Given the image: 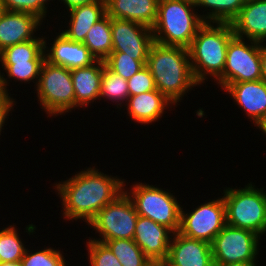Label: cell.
<instances>
[{
    "label": "cell",
    "instance_id": "1",
    "mask_svg": "<svg viewBox=\"0 0 266 266\" xmlns=\"http://www.w3.org/2000/svg\"><path fill=\"white\" fill-rule=\"evenodd\" d=\"M76 173L53 187L61 198L64 220L81 219L89 224L105 205L124 191L126 180L99 172L95 166Z\"/></svg>",
    "mask_w": 266,
    "mask_h": 266
},
{
    "label": "cell",
    "instance_id": "2",
    "mask_svg": "<svg viewBox=\"0 0 266 266\" xmlns=\"http://www.w3.org/2000/svg\"><path fill=\"white\" fill-rule=\"evenodd\" d=\"M146 66L154 78L157 90L169 99L174 107L193 89L192 87L200 86L194 78L187 48L154 41Z\"/></svg>",
    "mask_w": 266,
    "mask_h": 266
},
{
    "label": "cell",
    "instance_id": "3",
    "mask_svg": "<svg viewBox=\"0 0 266 266\" xmlns=\"http://www.w3.org/2000/svg\"><path fill=\"white\" fill-rule=\"evenodd\" d=\"M234 35L230 23L205 22L198 29L188 50L194 78L200 85L209 76L216 81L223 74L228 43Z\"/></svg>",
    "mask_w": 266,
    "mask_h": 266
},
{
    "label": "cell",
    "instance_id": "4",
    "mask_svg": "<svg viewBox=\"0 0 266 266\" xmlns=\"http://www.w3.org/2000/svg\"><path fill=\"white\" fill-rule=\"evenodd\" d=\"M190 0H159L152 33L154 41L189 48L198 29L205 23ZM197 10V11H195Z\"/></svg>",
    "mask_w": 266,
    "mask_h": 266
},
{
    "label": "cell",
    "instance_id": "5",
    "mask_svg": "<svg viewBox=\"0 0 266 266\" xmlns=\"http://www.w3.org/2000/svg\"><path fill=\"white\" fill-rule=\"evenodd\" d=\"M226 224L252 231L260 237L266 233V191L252 182L244 188L223 190Z\"/></svg>",
    "mask_w": 266,
    "mask_h": 266
},
{
    "label": "cell",
    "instance_id": "6",
    "mask_svg": "<svg viewBox=\"0 0 266 266\" xmlns=\"http://www.w3.org/2000/svg\"><path fill=\"white\" fill-rule=\"evenodd\" d=\"M125 186L127 185L124 184V191L139 216L150 218L166 226L173 233L179 231L181 204L178 203L177 197L172 195L173 193L148 183H135L131 185L130 191Z\"/></svg>",
    "mask_w": 266,
    "mask_h": 266
},
{
    "label": "cell",
    "instance_id": "7",
    "mask_svg": "<svg viewBox=\"0 0 266 266\" xmlns=\"http://www.w3.org/2000/svg\"><path fill=\"white\" fill-rule=\"evenodd\" d=\"M35 89L40 108L49 114L47 117H57L75 109V92L68 68L45 60Z\"/></svg>",
    "mask_w": 266,
    "mask_h": 266
},
{
    "label": "cell",
    "instance_id": "8",
    "mask_svg": "<svg viewBox=\"0 0 266 266\" xmlns=\"http://www.w3.org/2000/svg\"><path fill=\"white\" fill-rule=\"evenodd\" d=\"M138 216L131 199L123 191L105 205L87 225L99 233L100 238L93 239L98 242L133 239Z\"/></svg>",
    "mask_w": 266,
    "mask_h": 266
},
{
    "label": "cell",
    "instance_id": "9",
    "mask_svg": "<svg viewBox=\"0 0 266 266\" xmlns=\"http://www.w3.org/2000/svg\"><path fill=\"white\" fill-rule=\"evenodd\" d=\"M233 36L227 47L223 74L216 80L225 90L231 83L257 81L262 78L260 43Z\"/></svg>",
    "mask_w": 266,
    "mask_h": 266
},
{
    "label": "cell",
    "instance_id": "10",
    "mask_svg": "<svg viewBox=\"0 0 266 266\" xmlns=\"http://www.w3.org/2000/svg\"><path fill=\"white\" fill-rule=\"evenodd\" d=\"M260 238L252 231L226 224L211 243L213 262H256Z\"/></svg>",
    "mask_w": 266,
    "mask_h": 266
},
{
    "label": "cell",
    "instance_id": "11",
    "mask_svg": "<svg viewBox=\"0 0 266 266\" xmlns=\"http://www.w3.org/2000/svg\"><path fill=\"white\" fill-rule=\"evenodd\" d=\"M198 205L190 212L180 211L179 233L212 243L216 235L226 225V208L223 197Z\"/></svg>",
    "mask_w": 266,
    "mask_h": 266
},
{
    "label": "cell",
    "instance_id": "12",
    "mask_svg": "<svg viewBox=\"0 0 266 266\" xmlns=\"http://www.w3.org/2000/svg\"><path fill=\"white\" fill-rule=\"evenodd\" d=\"M112 52L136 56L146 65L150 47L154 42L152 29L131 20L111 18Z\"/></svg>",
    "mask_w": 266,
    "mask_h": 266
},
{
    "label": "cell",
    "instance_id": "13",
    "mask_svg": "<svg viewBox=\"0 0 266 266\" xmlns=\"http://www.w3.org/2000/svg\"><path fill=\"white\" fill-rule=\"evenodd\" d=\"M173 232L150 218L138 216L133 240L152 261L166 259Z\"/></svg>",
    "mask_w": 266,
    "mask_h": 266
},
{
    "label": "cell",
    "instance_id": "14",
    "mask_svg": "<svg viewBox=\"0 0 266 266\" xmlns=\"http://www.w3.org/2000/svg\"><path fill=\"white\" fill-rule=\"evenodd\" d=\"M43 22L31 13L4 10L0 14V52L15 44L35 39L37 36L34 32L38 28L40 30Z\"/></svg>",
    "mask_w": 266,
    "mask_h": 266
},
{
    "label": "cell",
    "instance_id": "15",
    "mask_svg": "<svg viewBox=\"0 0 266 266\" xmlns=\"http://www.w3.org/2000/svg\"><path fill=\"white\" fill-rule=\"evenodd\" d=\"M52 43H50L52 46L48 48L44 40L45 60L51 64L72 70L89 66L96 61L84 43L74 42L61 32L56 35Z\"/></svg>",
    "mask_w": 266,
    "mask_h": 266
},
{
    "label": "cell",
    "instance_id": "16",
    "mask_svg": "<svg viewBox=\"0 0 266 266\" xmlns=\"http://www.w3.org/2000/svg\"><path fill=\"white\" fill-rule=\"evenodd\" d=\"M166 259L175 266H210L211 244L176 232L171 237Z\"/></svg>",
    "mask_w": 266,
    "mask_h": 266
},
{
    "label": "cell",
    "instance_id": "17",
    "mask_svg": "<svg viewBox=\"0 0 266 266\" xmlns=\"http://www.w3.org/2000/svg\"><path fill=\"white\" fill-rule=\"evenodd\" d=\"M224 92L243 108L254 126L266 116V82L262 79L231 83Z\"/></svg>",
    "mask_w": 266,
    "mask_h": 266
},
{
    "label": "cell",
    "instance_id": "18",
    "mask_svg": "<svg viewBox=\"0 0 266 266\" xmlns=\"http://www.w3.org/2000/svg\"><path fill=\"white\" fill-rule=\"evenodd\" d=\"M235 36L255 42L266 41V0H246L231 21Z\"/></svg>",
    "mask_w": 266,
    "mask_h": 266
},
{
    "label": "cell",
    "instance_id": "19",
    "mask_svg": "<svg viewBox=\"0 0 266 266\" xmlns=\"http://www.w3.org/2000/svg\"><path fill=\"white\" fill-rule=\"evenodd\" d=\"M125 105L129 119L144 126L162 118L167 107L174 108L173 103L159 90L129 96Z\"/></svg>",
    "mask_w": 266,
    "mask_h": 266
},
{
    "label": "cell",
    "instance_id": "20",
    "mask_svg": "<svg viewBox=\"0 0 266 266\" xmlns=\"http://www.w3.org/2000/svg\"><path fill=\"white\" fill-rule=\"evenodd\" d=\"M103 60H96L89 66L71 70L75 92V108L88 107L89 103L99 100Z\"/></svg>",
    "mask_w": 266,
    "mask_h": 266
},
{
    "label": "cell",
    "instance_id": "21",
    "mask_svg": "<svg viewBox=\"0 0 266 266\" xmlns=\"http://www.w3.org/2000/svg\"><path fill=\"white\" fill-rule=\"evenodd\" d=\"M111 18L131 20L152 29L157 18L159 0H105Z\"/></svg>",
    "mask_w": 266,
    "mask_h": 266
},
{
    "label": "cell",
    "instance_id": "22",
    "mask_svg": "<svg viewBox=\"0 0 266 266\" xmlns=\"http://www.w3.org/2000/svg\"><path fill=\"white\" fill-rule=\"evenodd\" d=\"M67 11L70 16L68 29L65 28L61 33L74 42L83 43L89 29L106 15V1H95Z\"/></svg>",
    "mask_w": 266,
    "mask_h": 266
},
{
    "label": "cell",
    "instance_id": "23",
    "mask_svg": "<svg viewBox=\"0 0 266 266\" xmlns=\"http://www.w3.org/2000/svg\"><path fill=\"white\" fill-rule=\"evenodd\" d=\"M84 45L96 60H105L112 53L111 17L107 14L88 31Z\"/></svg>",
    "mask_w": 266,
    "mask_h": 266
},
{
    "label": "cell",
    "instance_id": "24",
    "mask_svg": "<svg viewBox=\"0 0 266 266\" xmlns=\"http://www.w3.org/2000/svg\"><path fill=\"white\" fill-rule=\"evenodd\" d=\"M45 60H30L27 62H1L3 71L6 72L7 78L4 73L0 70V88L3 90L5 95L8 94L7 86L10 82L8 79H14L21 81L20 83L28 82L35 83V87L38 83L40 71Z\"/></svg>",
    "mask_w": 266,
    "mask_h": 266
},
{
    "label": "cell",
    "instance_id": "25",
    "mask_svg": "<svg viewBox=\"0 0 266 266\" xmlns=\"http://www.w3.org/2000/svg\"><path fill=\"white\" fill-rule=\"evenodd\" d=\"M245 3L246 0H197L195 4L198 9L210 11L200 15L204 22L231 23Z\"/></svg>",
    "mask_w": 266,
    "mask_h": 266
},
{
    "label": "cell",
    "instance_id": "26",
    "mask_svg": "<svg viewBox=\"0 0 266 266\" xmlns=\"http://www.w3.org/2000/svg\"><path fill=\"white\" fill-rule=\"evenodd\" d=\"M44 37H36L22 43L5 48L0 52V62H27L45 60Z\"/></svg>",
    "mask_w": 266,
    "mask_h": 266
},
{
    "label": "cell",
    "instance_id": "27",
    "mask_svg": "<svg viewBox=\"0 0 266 266\" xmlns=\"http://www.w3.org/2000/svg\"><path fill=\"white\" fill-rule=\"evenodd\" d=\"M128 97H129V89H128L127 80L124 79L122 76L112 72L105 65V67L102 69L99 101L102 98L108 99L113 103L115 102V104H117L116 105L117 108L121 110L120 107H122L126 103Z\"/></svg>",
    "mask_w": 266,
    "mask_h": 266
},
{
    "label": "cell",
    "instance_id": "28",
    "mask_svg": "<svg viewBox=\"0 0 266 266\" xmlns=\"http://www.w3.org/2000/svg\"><path fill=\"white\" fill-rule=\"evenodd\" d=\"M105 244L123 266H147L151 262L133 239L108 240Z\"/></svg>",
    "mask_w": 266,
    "mask_h": 266
},
{
    "label": "cell",
    "instance_id": "29",
    "mask_svg": "<svg viewBox=\"0 0 266 266\" xmlns=\"http://www.w3.org/2000/svg\"><path fill=\"white\" fill-rule=\"evenodd\" d=\"M16 225L3 227L0 230V259L1 262L21 261L24 256L26 246L19 237Z\"/></svg>",
    "mask_w": 266,
    "mask_h": 266
},
{
    "label": "cell",
    "instance_id": "30",
    "mask_svg": "<svg viewBox=\"0 0 266 266\" xmlns=\"http://www.w3.org/2000/svg\"><path fill=\"white\" fill-rule=\"evenodd\" d=\"M31 252V253H30ZM65 257L59 249L46 247L35 252L26 248L23 258L21 259L22 266H68L65 262Z\"/></svg>",
    "mask_w": 266,
    "mask_h": 266
},
{
    "label": "cell",
    "instance_id": "31",
    "mask_svg": "<svg viewBox=\"0 0 266 266\" xmlns=\"http://www.w3.org/2000/svg\"><path fill=\"white\" fill-rule=\"evenodd\" d=\"M104 62L112 72L126 80L145 66L141 61L136 60V56H128L123 52H112Z\"/></svg>",
    "mask_w": 266,
    "mask_h": 266
},
{
    "label": "cell",
    "instance_id": "32",
    "mask_svg": "<svg viewBox=\"0 0 266 266\" xmlns=\"http://www.w3.org/2000/svg\"><path fill=\"white\" fill-rule=\"evenodd\" d=\"M86 243L90 266H123L105 243L93 240L92 236Z\"/></svg>",
    "mask_w": 266,
    "mask_h": 266
},
{
    "label": "cell",
    "instance_id": "33",
    "mask_svg": "<svg viewBox=\"0 0 266 266\" xmlns=\"http://www.w3.org/2000/svg\"><path fill=\"white\" fill-rule=\"evenodd\" d=\"M52 0H2L4 10L26 12L45 20L47 7Z\"/></svg>",
    "mask_w": 266,
    "mask_h": 266
},
{
    "label": "cell",
    "instance_id": "34",
    "mask_svg": "<svg viewBox=\"0 0 266 266\" xmlns=\"http://www.w3.org/2000/svg\"><path fill=\"white\" fill-rule=\"evenodd\" d=\"M127 83L129 96L157 90L154 78L146 65L129 78Z\"/></svg>",
    "mask_w": 266,
    "mask_h": 266
},
{
    "label": "cell",
    "instance_id": "35",
    "mask_svg": "<svg viewBox=\"0 0 266 266\" xmlns=\"http://www.w3.org/2000/svg\"><path fill=\"white\" fill-rule=\"evenodd\" d=\"M13 97L9 95H5L1 100H0V135L2 132V127H4L5 120L9 118L8 116L10 115V111H14V107L16 105V101H14Z\"/></svg>",
    "mask_w": 266,
    "mask_h": 266
},
{
    "label": "cell",
    "instance_id": "36",
    "mask_svg": "<svg viewBox=\"0 0 266 266\" xmlns=\"http://www.w3.org/2000/svg\"><path fill=\"white\" fill-rule=\"evenodd\" d=\"M59 1L63 2V4L66 6L65 8L70 10L74 7L81 6L84 4H90L99 0H59Z\"/></svg>",
    "mask_w": 266,
    "mask_h": 266
},
{
    "label": "cell",
    "instance_id": "37",
    "mask_svg": "<svg viewBox=\"0 0 266 266\" xmlns=\"http://www.w3.org/2000/svg\"><path fill=\"white\" fill-rule=\"evenodd\" d=\"M262 80L266 82V43H260Z\"/></svg>",
    "mask_w": 266,
    "mask_h": 266
},
{
    "label": "cell",
    "instance_id": "38",
    "mask_svg": "<svg viewBox=\"0 0 266 266\" xmlns=\"http://www.w3.org/2000/svg\"><path fill=\"white\" fill-rule=\"evenodd\" d=\"M219 266H257L256 262L224 263Z\"/></svg>",
    "mask_w": 266,
    "mask_h": 266
},
{
    "label": "cell",
    "instance_id": "39",
    "mask_svg": "<svg viewBox=\"0 0 266 266\" xmlns=\"http://www.w3.org/2000/svg\"><path fill=\"white\" fill-rule=\"evenodd\" d=\"M256 128H259L260 131H262L263 135L265 134L266 135V116L256 124ZM266 138V137H265Z\"/></svg>",
    "mask_w": 266,
    "mask_h": 266
},
{
    "label": "cell",
    "instance_id": "40",
    "mask_svg": "<svg viewBox=\"0 0 266 266\" xmlns=\"http://www.w3.org/2000/svg\"><path fill=\"white\" fill-rule=\"evenodd\" d=\"M159 266H175L173 263H171L170 261H168L167 259H162V260H158L155 261Z\"/></svg>",
    "mask_w": 266,
    "mask_h": 266
},
{
    "label": "cell",
    "instance_id": "41",
    "mask_svg": "<svg viewBox=\"0 0 266 266\" xmlns=\"http://www.w3.org/2000/svg\"><path fill=\"white\" fill-rule=\"evenodd\" d=\"M0 266H22L20 261L15 262H1Z\"/></svg>",
    "mask_w": 266,
    "mask_h": 266
},
{
    "label": "cell",
    "instance_id": "42",
    "mask_svg": "<svg viewBox=\"0 0 266 266\" xmlns=\"http://www.w3.org/2000/svg\"><path fill=\"white\" fill-rule=\"evenodd\" d=\"M147 266H159L156 262H150Z\"/></svg>",
    "mask_w": 266,
    "mask_h": 266
},
{
    "label": "cell",
    "instance_id": "43",
    "mask_svg": "<svg viewBox=\"0 0 266 266\" xmlns=\"http://www.w3.org/2000/svg\"><path fill=\"white\" fill-rule=\"evenodd\" d=\"M4 11L3 5H2V0H0V14Z\"/></svg>",
    "mask_w": 266,
    "mask_h": 266
},
{
    "label": "cell",
    "instance_id": "44",
    "mask_svg": "<svg viewBox=\"0 0 266 266\" xmlns=\"http://www.w3.org/2000/svg\"><path fill=\"white\" fill-rule=\"evenodd\" d=\"M5 96L4 92H0V100Z\"/></svg>",
    "mask_w": 266,
    "mask_h": 266
},
{
    "label": "cell",
    "instance_id": "45",
    "mask_svg": "<svg viewBox=\"0 0 266 266\" xmlns=\"http://www.w3.org/2000/svg\"><path fill=\"white\" fill-rule=\"evenodd\" d=\"M210 266H219V264H217V263L213 262V263H211V265H210Z\"/></svg>",
    "mask_w": 266,
    "mask_h": 266
}]
</instances>
